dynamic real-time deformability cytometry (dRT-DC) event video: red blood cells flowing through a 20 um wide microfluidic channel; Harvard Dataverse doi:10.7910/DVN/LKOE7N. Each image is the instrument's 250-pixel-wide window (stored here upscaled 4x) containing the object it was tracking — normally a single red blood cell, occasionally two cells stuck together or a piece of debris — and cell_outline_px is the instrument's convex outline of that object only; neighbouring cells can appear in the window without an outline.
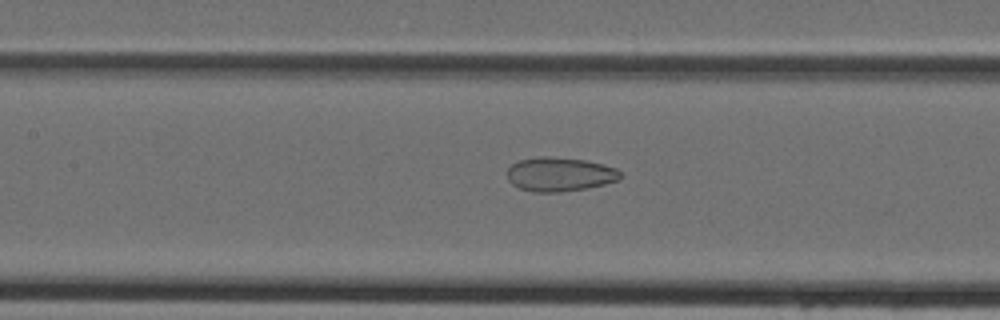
{"species": "Egyptian fruit bat (a non-hibernating species)", "species_latin": "Rousettus aegyptiacus", "temperature_condition": "cold", "stored_images_in_passage": 45, "camera_frame_rate_fps": 3000, "um_per_image_px": 0.085, "animal": {"sex": "female"}, "frame": {"image": 1, "passage_image": 21, "time_ms": 6.667, "image_size_px": [1000, 320], "cell_outline_px": [[624, 176], [620, 180], [588, 188], [560, 192], [532, 192], [520, 188], [512, 184], [508, 180], [508, 168], [512, 164], [520, 160], [536, 156], [548, 156], [584, 160], [604, 164], [616, 168]], "centroid_in_image_um": [47.6, 14.81], "position_along_channel_um": 159.8, "area_um2": 22.66}}
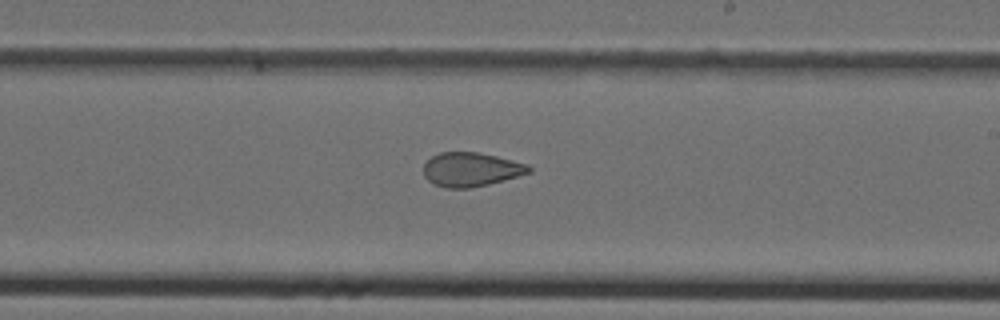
{"frame": {"image": 2, "passage_image": 27, "time_ms": 8.667, "image_size_px": [1000, 320], "cell_outline_px": [[532, 172], [504, 180], [488, 184], [468, 188], [444, 188], [432, 184], [424, 176], [424, 164], [432, 156], [440, 152], [476, 152], [496, 156], [528, 164], [532, 168]], "centroid_in_image_um": [40.03, 14.41], "position_along_channel_um": 249.0, "area_um2": 20.92}}
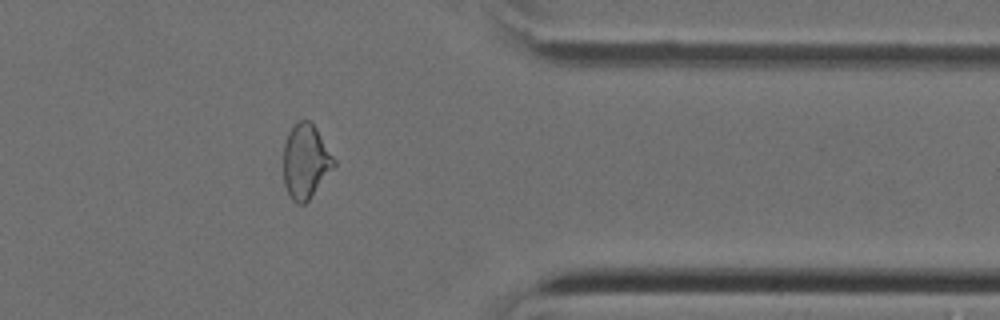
{"frame": {"image": 3, "passage_image": 37, "time_ms": 12.0, "image_size_px": [1000, 320], "cell_outline_px": [[336, 164], [308, 200], [304, 204], [296, 204], [292, 200], [284, 184], [284, 144], [288, 132], [300, 120], [312, 120], [336, 160]], "centroid_in_image_um": [25.98, 13.69], "position_along_channel_um": 385.4, "area_um2": 21.79}}